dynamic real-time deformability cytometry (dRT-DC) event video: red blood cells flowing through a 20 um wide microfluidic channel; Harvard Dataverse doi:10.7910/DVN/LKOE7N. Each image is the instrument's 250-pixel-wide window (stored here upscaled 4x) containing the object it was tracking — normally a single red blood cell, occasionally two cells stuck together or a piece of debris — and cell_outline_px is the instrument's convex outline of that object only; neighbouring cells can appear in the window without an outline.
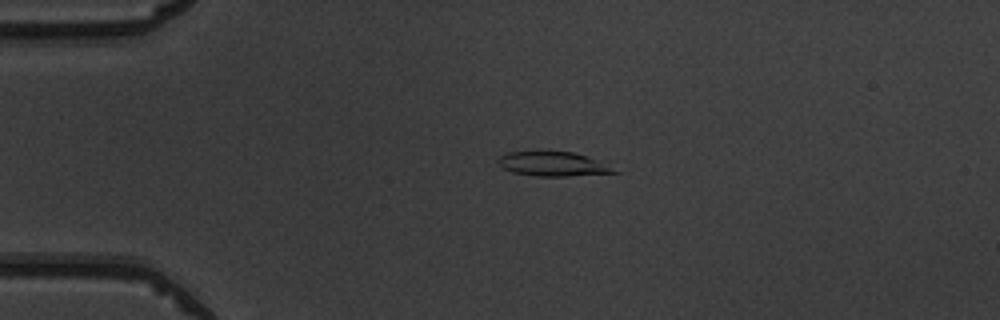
{"species": "common noctule bat (a hibernating species)", "species_latin": "Nyctalus noctula", "temperature_condition": "warm", "stored_images_in_passage": 43, "camera_frame_rate_fps": 3000, "um_per_image_px": 0.085, "animal": {"sex": "male", "body_mass_g": 19.5, "forearm_length_mm": 54.6}, "frame": {"image": 1, "passage_image": 4, "time_ms": 1.0, "image_size_px": [1000, 320], "cell_outline_px": [[620, 172], [568, 176], [536, 176], [512, 172], [504, 168], [500, 164], [500, 156], [508, 152], [572, 152], [604, 160]], "centroid_in_image_um": [47.12, 13.94], "position_along_channel_um": 37.9, "area_um2": 16.42}}
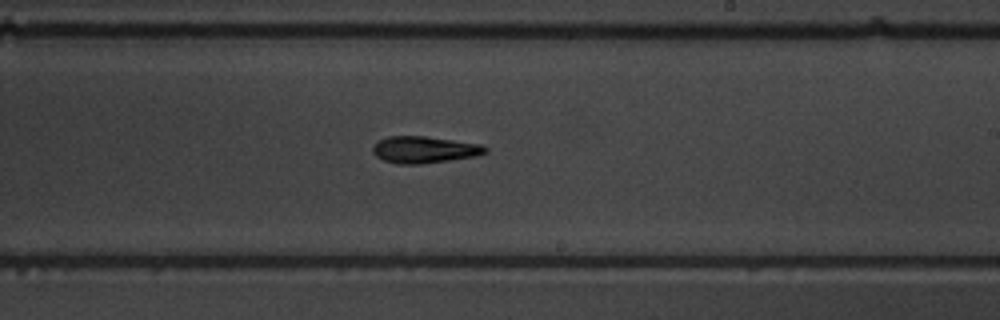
{"frame": {"image": 2, "passage_image": 23, "time_ms": 7.333, "image_size_px": [1000, 320], "cell_outline_px": [[488, 152], [476, 156], [420, 164], [400, 164], [384, 160], [376, 156], [372, 152], [372, 144], [376, 140], [388, 136], [424, 136], [480, 144], [488, 148]], "centroid_in_image_um": [36.02, 12.71], "position_along_channel_um": 253.0, "area_um2": 17.57}}
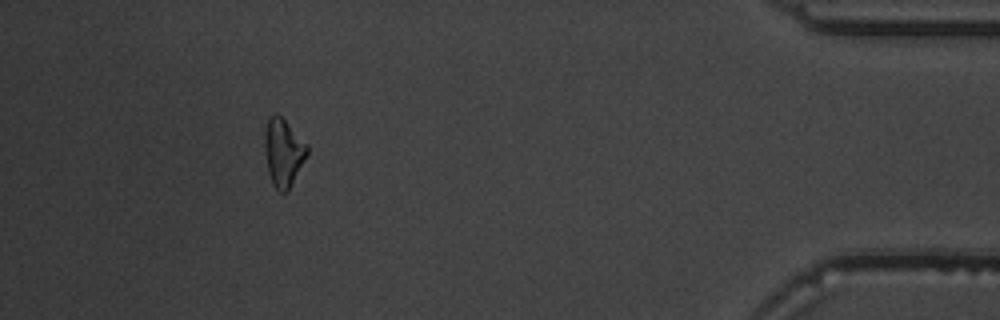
{"frame": {"image": 3, "passage_image": 39, "time_ms": 12.667, "image_size_px": [1000, 320], "cell_outline_px": [[308, 156], [288, 192], [280, 192], [272, 184], [268, 172], [264, 148], [264, 132], [268, 116], [276, 112], [308, 144]], "centroid_in_image_um": [24.09, 12.96], "position_along_channel_um": 411.1, "area_um2": 17.11}, "authors_computed_cell_mechanics": {"area_um2": 16.9354, "velocity_mm_per_s": 3.9932, "shape_relaxation_time_tau1_ms": 3.9458, "shape_relaxation_time_tau2_ms": null, "deformation_change_tau1": 0.1051, "deformation_change_tau2": null}}